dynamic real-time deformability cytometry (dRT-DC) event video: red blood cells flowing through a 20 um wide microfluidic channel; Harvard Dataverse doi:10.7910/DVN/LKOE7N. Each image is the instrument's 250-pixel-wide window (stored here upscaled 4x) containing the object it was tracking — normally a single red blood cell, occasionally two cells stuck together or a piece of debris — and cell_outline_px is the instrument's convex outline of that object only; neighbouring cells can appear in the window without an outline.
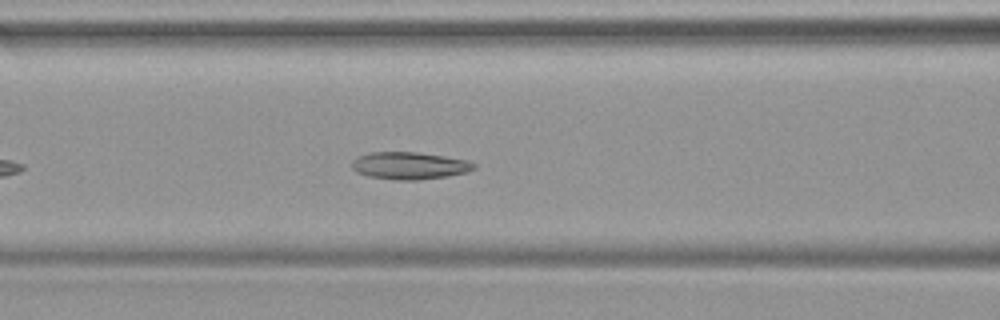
{"species": "common noctule bat (a hibernating species)", "species_latin": "Nyctalus noctula", "temperature_condition": "warm", "stored_images_in_passage": 37, "camera_frame_rate_fps": 3000, "um_per_image_px": 0.085, "animal": {"sex": "female", "body_mass_g": 19.9}, "frame": {"image": 1, "passage_image": 9, "time_ms": 2.667, "image_size_px": [1000, 320], "cell_outline_px": [[476, 168], [468, 172], [448, 176], [416, 180], [396, 180], [368, 176], [356, 172], [352, 168], [352, 160], [368, 152], [416, 152], [444, 156], [468, 160], [476, 164]], "centroid_in_image_um": [34.82, 14.08], "position_along_channel_um": 131.8, "area_um2": 19.48}}
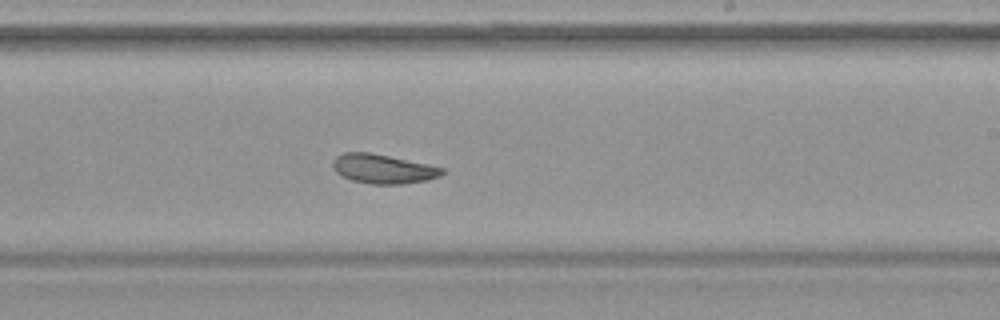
{"frame": {"image": 2, "passage_image": 18, "time_ms": 5.667, "image_size_px": [1000, 320], "cell_outline_px": [[444, 172], [440, 176], [428, 180], [400, 184], [372, 184], [352, 180], [336, 172], [332, 164], [332, 160], [336, 156], [344, 152], [368, 152], [428, 164], [444, 168]], "centroid_in_image_um": [32.56, 14.35], "position_along_channel_um": 256.4, "area_um2": 18.5}}
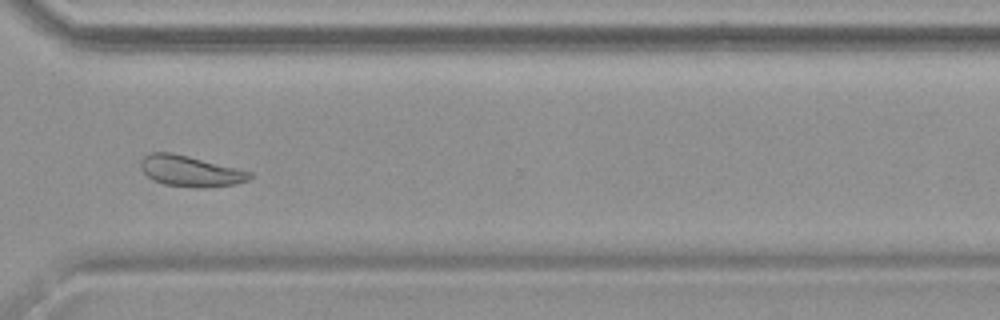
{"frame": {"image": 3, "passage_image": 25, "time_ms": 8.0, "image_size_px": [1000, 320], "cell_outline_px": [[252, 176], [248, 180], [236, 184], [208, 188], [200, 188], [164, 184], [152, 180], [140, 168], [140, 160], [144, 156], [152, 152], [172, 152], [252, 172]], "centroid_in_image_um": [16.16, 14.55], "position_along_channel_um": 354.4, "area_um2": 19.59}}